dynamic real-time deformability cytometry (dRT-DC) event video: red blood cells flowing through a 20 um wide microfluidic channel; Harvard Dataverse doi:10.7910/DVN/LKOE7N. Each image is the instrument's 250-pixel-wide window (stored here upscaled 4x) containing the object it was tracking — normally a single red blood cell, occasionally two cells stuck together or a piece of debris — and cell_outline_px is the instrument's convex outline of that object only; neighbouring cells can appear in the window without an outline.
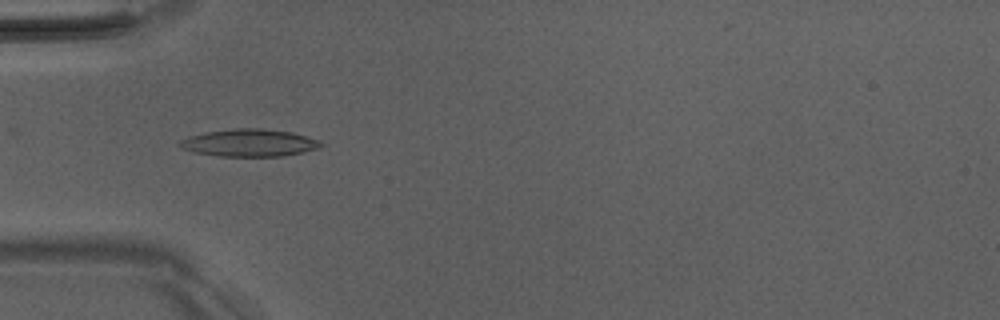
{"species": "Egyptian fruit bat (a non-hibernating species)", "species_latin": "Rousettus aegyptiacus", "temperature_condition": "room temperature", "stored_images_in_passage": 6, "camera_frame_rate_fps": 3000, "um_per_image_px": 0.085, "animal": {"sex": "male"}, "frame": {"image": 1, "passage_image": 3, "time_ms": 2.333, "image_size_px": [1000, 320], "cell_outline_px": [[324, 144], [320, 148], [304, 152], [284, 156], [220, 156], [196, 152], [180, 148], [176, 144], [180, 140], [188, 136], [204, 132], [236, 128], [260, 128], [292, 132], [320, 140]], "centroid_in_image_um": [21.2, 12.14], "position_along_channel_um": 63.8, "area_um2": 22.72}}
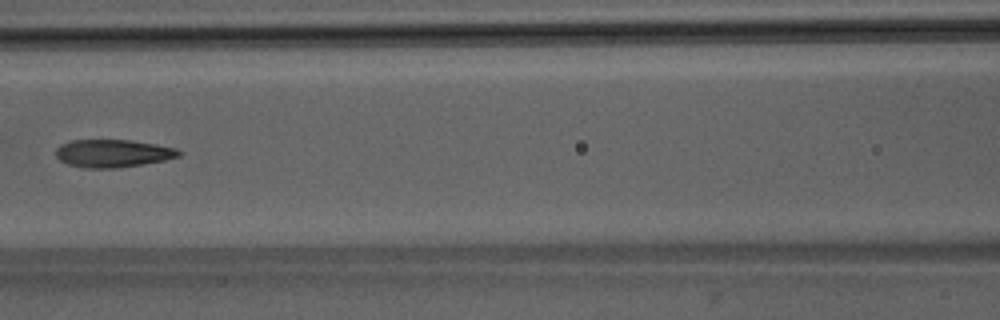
{"frame": {"image": 2, "passage_image": 5, "time_ms": 4.667, "image_size_px": [1000, 320], "cell_outline_px": [[184, 152], [180, 156], [164, 160], [116, 168], [84, 168], [68, 164], [60, 160], [56, 156], [56, 148], [60, 144], [72, 140], [128, 140], [156, 144], [176, 148]], "centroid_in_image_um": [9.59, 13.03], "position_along_channel_um": 157.0, "area_um2": 19.88}}